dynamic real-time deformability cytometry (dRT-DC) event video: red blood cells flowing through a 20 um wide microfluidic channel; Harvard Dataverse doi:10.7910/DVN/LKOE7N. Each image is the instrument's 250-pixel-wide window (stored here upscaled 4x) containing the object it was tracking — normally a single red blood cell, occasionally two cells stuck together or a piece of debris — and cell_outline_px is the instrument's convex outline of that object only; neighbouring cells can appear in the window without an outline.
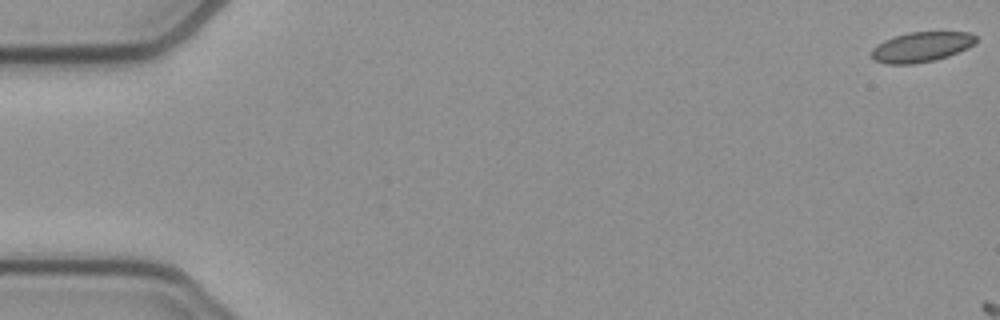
{"species": "common noctule bat (a hibernating species)", "species_latin": "Nyctalus noctula", "temperature_condition": "cold", "stored_images_in_passage": 4, "camera_frame_rate_fps": 3000, "um_per_image_px": 0.085, "animal": {"sex": "female", "body_mass_g": 21.9}, "frame": {"image": 1, "passage_image": 1, "time_ms": 0.0, "image_size_px": [1000, 320], "cell_outline_px": [[976, 40], [968, 48], [948, 56], [932, 60], [912, 64], [888, 64], [872, 60], [872, 48], [876, 44], [884, 40], [908, 32], [968, 32], [976, 36]], "centroid_in_image_um": [78.28, 3.99], "position_along_channel_um": 6.7, "area_um2": 18.15}}